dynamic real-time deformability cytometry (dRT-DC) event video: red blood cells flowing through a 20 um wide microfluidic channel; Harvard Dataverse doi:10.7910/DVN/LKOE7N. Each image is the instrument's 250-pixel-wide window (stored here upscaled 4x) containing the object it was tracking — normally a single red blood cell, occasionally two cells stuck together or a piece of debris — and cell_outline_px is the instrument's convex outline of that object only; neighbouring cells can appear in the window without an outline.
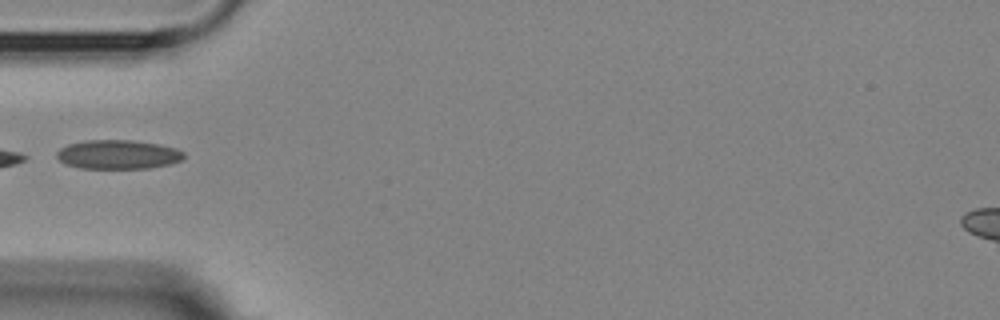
{"species": "Egyptian fruit bat (a non-hibernating species)", "species_latin": "Rousettus aegyptiacus", "temperature_condition": "room temperature", "stored_images_in_passage": 1, "camera_frame_rate_fps": 3000, "um_per_image_px": 0.085, "animal": {"sex": "female"}, "frame": {"image": 1, "passage_image": 1, "time_ms": 0.0, "image_size_px": [1000, 320], "cell_outline_px": [[184, 160], [172, 164], [148, 168], [80, 168], [64, 164], [56, 156], [56, 152], [60, 148], [68, 144], [84, 140], [132, 140], [160, 144], [176, 148], [184, 152]], "centroid_in_image_um": [10.05, 13.13], "position_along_channel_um": 75.0, "area_um2": 21.79}}